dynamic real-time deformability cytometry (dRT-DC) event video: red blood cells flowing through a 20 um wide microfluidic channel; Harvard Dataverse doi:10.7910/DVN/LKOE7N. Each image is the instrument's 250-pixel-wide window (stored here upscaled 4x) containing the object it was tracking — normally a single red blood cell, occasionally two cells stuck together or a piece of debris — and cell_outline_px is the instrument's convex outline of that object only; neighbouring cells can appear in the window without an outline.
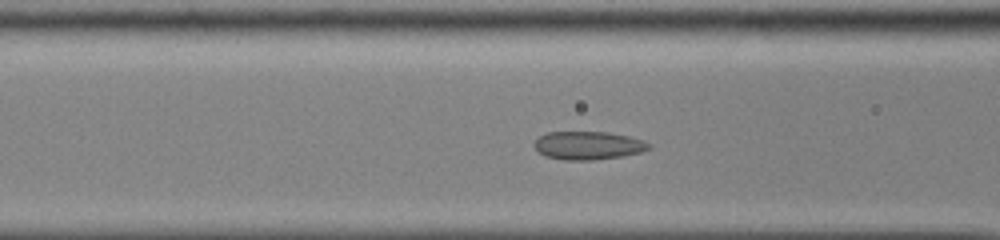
{"species": "common noctule bat (a hibernating species)", "species_latin": "Nyctalus noctula", "temperature_condition": "cold", "stored_images_in_passage": 51, "camera_frame_rate_fps": 3000, "um_per_image_px": 0.085, "animal": {"sex": "male", "body_mass_g": 13.0, "forearm_length_mm": 53.1}, "frame": {"image": 1, "passage_image": 19, "time_ms": 6.0, "image_size_px": [1000, 240], "cell_outline_px": [[652, 148], [640, 152], [620, 156], [592, 160], [564, 160], [544, 156], [532, 144], [540, 136], [548, 132], [608, 132], [628, 136], [644, 140], [652, 144]], "centroid_in_image_um": [50.01, 12.36], "position_along_channel_um": 116.6, "area_um2": 18.84}}
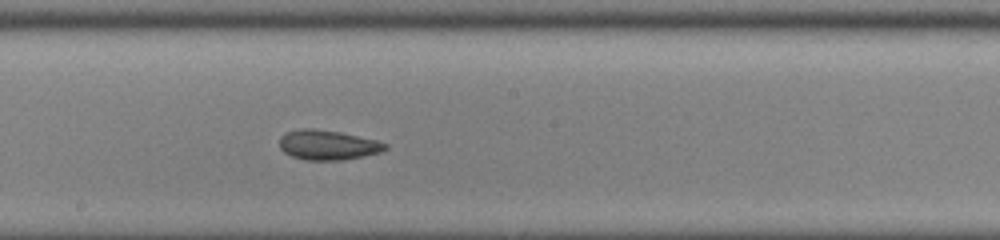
{"frame": {"image": 2, "passage_image": 27, "time_ms": 8.667, "image_size_px": [1000, 240], "cell_outline_px": [[388, 148], [380, 152], [364, 156], [340, 160], [304, 160], [292, 156], [284, 152], [280, 148], [280, 136], [284, 132], [300, 128], [312, 128], [340, 132], [376, 140], [388, 144]], "centroid_in_image_um": [27.84, 12.31], "position_along_channel_um": 220.4, "area_um2": 18.44}}
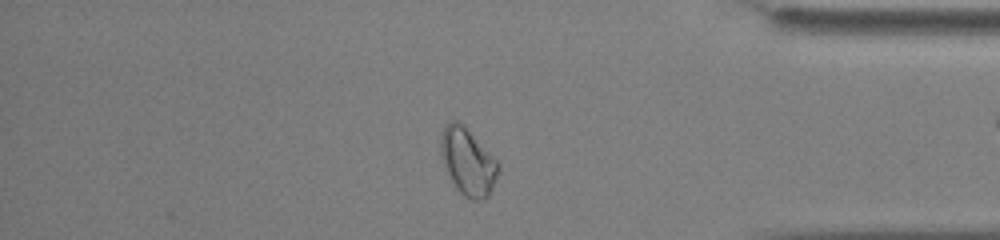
{"frame": {"image": 3, "passage_image": 42, "time_ms": 13.667, "image_size_px": [1000, 240], "cell_outline_px": [[500, 168], [488, 196], [484, 200], [472, 200], [464, 196], [456, 188], [444, 164], [440, 152], [440, 140], [444, 124], [452, 120], [456, 120], [464, 124], [500, 164]], "centroid_in_image_um": [39.76, 13.71], "position_along_channel_um": 395.4, "area_um2": 22.37}, "authors_computed_cell_mechanics": {"area_um2": 20.0566, "velocity_mm_per_s": 3.8901, "shape_relaxation_time_tau1_ms": 10.8502, "shape_relaxation_time_tau2_ms": 4.6752, "deformation_change_tau1": 0.1217, "deformation_change_tau2": 0.0735}}